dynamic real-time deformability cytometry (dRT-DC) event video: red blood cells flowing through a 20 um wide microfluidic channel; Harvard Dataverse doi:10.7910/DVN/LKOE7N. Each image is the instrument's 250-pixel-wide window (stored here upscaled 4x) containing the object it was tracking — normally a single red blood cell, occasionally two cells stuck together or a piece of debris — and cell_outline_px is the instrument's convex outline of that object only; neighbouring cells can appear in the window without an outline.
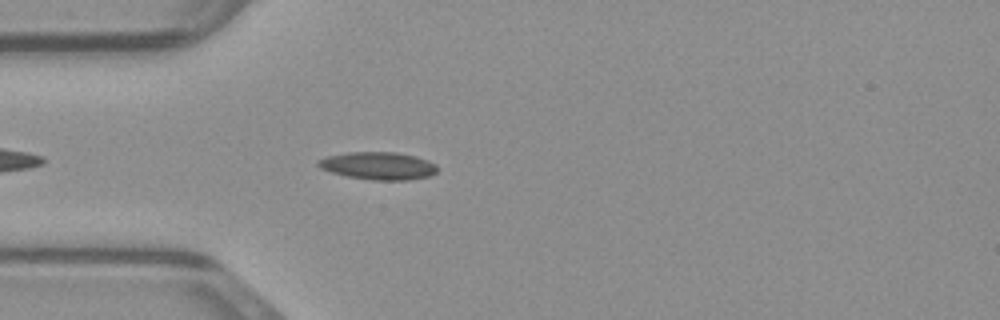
{"species": "common noctule bat (a hibernating species)", "species_latin": "Nyctalus noctula", "temperature_condition": "warm", "stored_images_in_passage": 36, "camera_frame_rate_fps": 3000, "um_per_image_px": 0.085, "animal": {"sex": "male", "body_mass_g": 23.1, "forearm_length_mm": 52.7}, "frame": {"image": 1, "passage_image": 1, "time_ms": 0.0, "image_size_px": [1000, 320], "cell_outline_px": [[440, 168], [436, 172], [428, 176], [408, 180], [372, 180], [348, 176], [332, 172], [320, 168], [316, 164], [316, 160], [328, 156], [348, 152], [396, 152], [416, 156], [428, 160], [436, 164]], "centroid_in_image_um": [32.17, 14.08], "position_along_channel_um": 52.8, "area_um2": 19.25}}
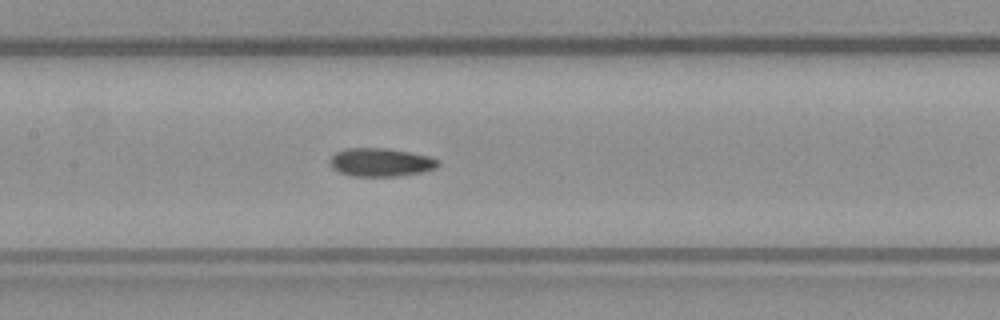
{"frame": {"image": 2, "passage_image": 10, "time_ms": 3.0, "image_size_px": [1000, 320], "cell_outline_px": [[440, 164], [436, 168], [424, 172], [396, 176], [348, 176], [332, 168], [328, 164], [328, 160], [336, 152], [344, 148], [388, 148], [432, 156], [440, 160]], "centroid_in_image_um": [32.37, 13.79], "position_along_channel_um": 175.0, "area_um2": 18.26}}
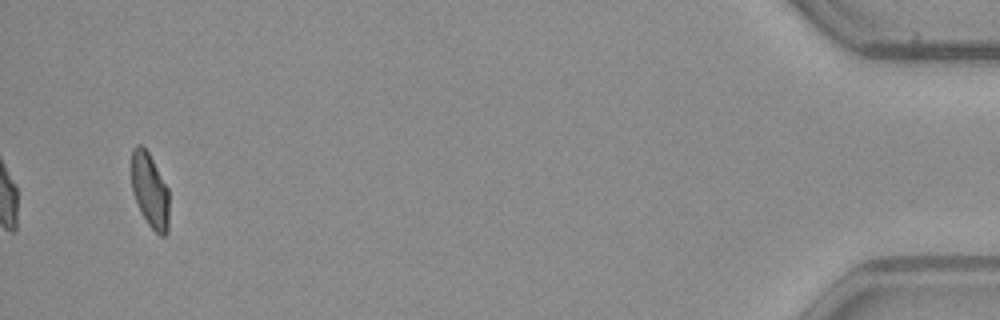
{"frame": {"image": 3, "passage_image": 34, "time_ms": 11.0, "image_size_px": [1000, 320], "cell_outline_px": [[168, 232], [164, 236], [160, 236], [148, 224], [140, 212], [132, 192], [132, 148], [136, 144], [140, 144], [148, 152], [168, 188]], "centroid_in_image_um": [12.73, 16.2], "position_along_channel_um": 422.5, "area_um2": 16.3}}